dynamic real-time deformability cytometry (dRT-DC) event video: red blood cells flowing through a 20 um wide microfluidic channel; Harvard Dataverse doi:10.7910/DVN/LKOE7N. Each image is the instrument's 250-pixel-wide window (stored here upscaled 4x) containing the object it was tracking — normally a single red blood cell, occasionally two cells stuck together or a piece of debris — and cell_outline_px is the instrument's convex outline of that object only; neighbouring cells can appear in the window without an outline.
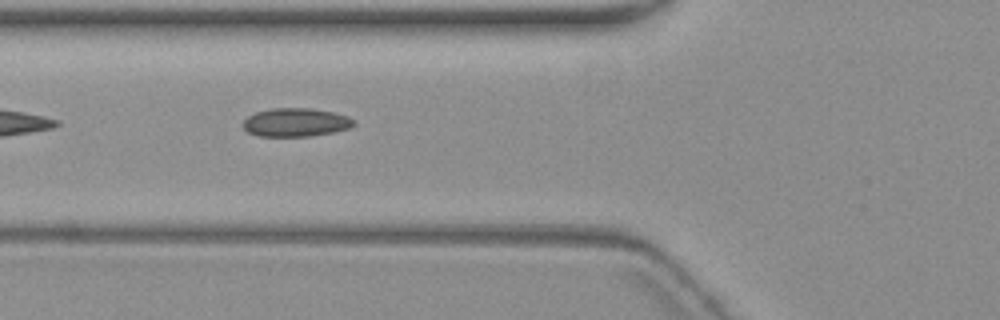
{"species": "common noctule bat (a hibernating species)", "species_latin": "Nyctalus noctula", "temperature_condition": "warm", "stored_images_in_passage": 9, "camera_frame_rate_fps": 3000, "um_per_image_px": 0.085, "animal": {"sex": "female", "body_mass_g": 19.3, "forearm_length_mm": 54.1}, "frame": {"image": 1, "passage_image": 8, "time_ms": 9.333, "image_size_px": [1000, 320], "cell_outline_px": [[356, 124], [348, 128], [332, 132], [308, 136], [260, 136], [248, 132], [240, 124], [248, 116], [256, 112], [272, 108], [308, 108], [332, 112], [348, 116], [356, 120]], "centroid_in_image_um": [25.12, 10.4], "position_along_channel_um": 100.7, "area_um2": 18.32}}
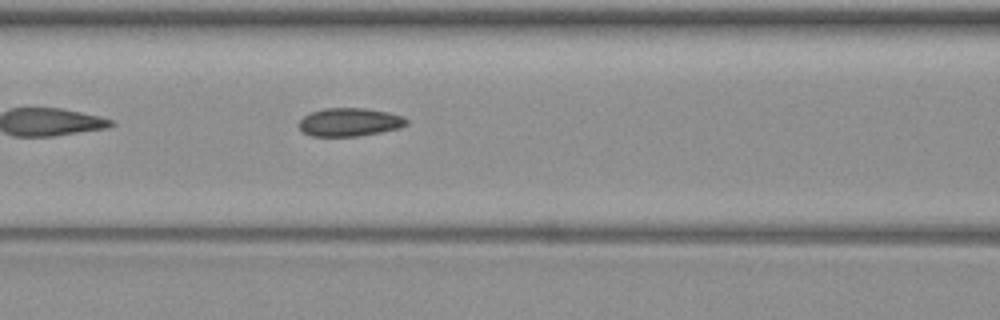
{"frame": {"image": 2, "passage_image": 9, "time_ms": 10.333, "image_size_px": [1000, 320], "cell_outline_px": [[408, 124], [400, 128], [360, 136], [312, 136], [304, 132], [300, 128], [300, 120], [304, 116], [312, 112], [324, 108], [368, 108], [388, 112], [404, 116], [408, 120]], "centroid_in_image_um": [29.77, 10.37], "position_along_channel_um": 136.8, "area_um2": 17.74}}